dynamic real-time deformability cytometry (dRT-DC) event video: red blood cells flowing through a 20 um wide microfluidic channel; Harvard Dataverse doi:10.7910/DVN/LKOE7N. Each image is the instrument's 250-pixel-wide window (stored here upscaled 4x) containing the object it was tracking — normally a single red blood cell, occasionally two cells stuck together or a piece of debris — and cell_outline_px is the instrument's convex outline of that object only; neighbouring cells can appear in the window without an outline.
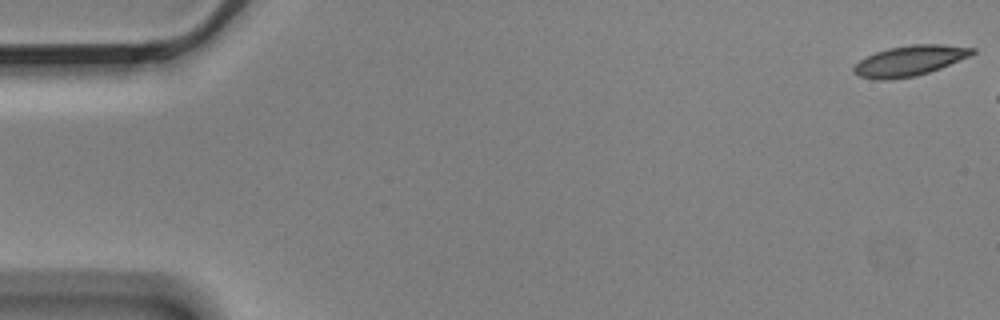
{"species": "Egyptian fruit bat (a non-hibernating species)", "species_latin": "Rousettus aegyptiacus", "temperature_condition": "cold", "stored_images_in_passage": 3, "camera_frame_rate_fps": 3000, "um_per_image_px": 0.085, "animal": {"sex": "male"}, "frame": {"image": 1, "passage_image": 1, "time_ms": 0.0, "image_size_px": [1000, 320], "cell_outline_px": [[976, 52], [968, 56], [940, 68], [916, 76], [888, 80], [880, 80], [860, 76], [852, 72], [852, 68], [860, 60], [876, 52], [888, 48], [912, 44], [940, 44], [976, 48]], "centroid_in_image_um": [77.3, 5.16], "position_along_channel_um": 7.7, "area_um2": 20.75}}